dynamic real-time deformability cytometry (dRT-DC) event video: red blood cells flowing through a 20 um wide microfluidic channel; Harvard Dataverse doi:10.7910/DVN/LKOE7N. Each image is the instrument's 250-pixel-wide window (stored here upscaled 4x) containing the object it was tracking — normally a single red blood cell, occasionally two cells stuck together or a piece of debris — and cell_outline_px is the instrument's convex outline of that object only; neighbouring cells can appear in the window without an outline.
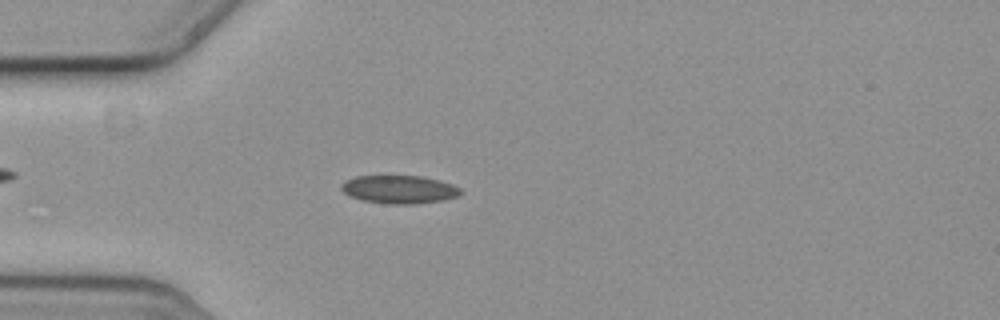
{"species": "common noctule bat (a hibernating species)", "species_latin": "Nyctalus noctula", "temperature_condition": "cold", "stored_images_in_passage": 57, "camera_frame_rate_fps": 3000, "um_per_image_px": 0.085, "animal": {"sex": "female", "body_mass_g": 19.3, "forearm_length_mm": 54.1}, "frame": {"image": 1, "passage_image": 16, "time_ms": 5.0, "image_size_px": [1000, 320], "cell_outline_px": [[464, 192], [460, 196], [444, 200], [416, 204], [388, 204], [364, 200], [348, 196], [340, 188], [340, 184], [344, 180], [356, 176], [420, 176], [440, 180], [452, 184], [460, 188]], "centroid_in_image_um": [33.95, 16.1], "position_along_channel_um": 51.0, "area_um2": 19.83}}
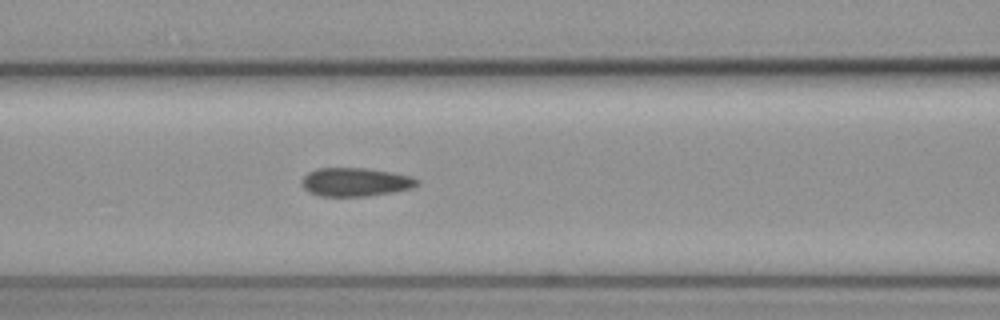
{"frame": {"image": 2, "passage_image": 24, "time_ms": 7.667, "image_size_px": [1000, 320], "cell_outline_px": [[420, 184], [412, 188], [392, 192], [368, 196], [320, 196], [308, 192], [304, 188], [304, 176], [308, 172], [316, 168], [364, 168], [412, 176], [420, 180]], "centroid_in_image_um": [30.24, 15.48], "position_along_channel_um": 136.4, "area_um2": 19.07}}
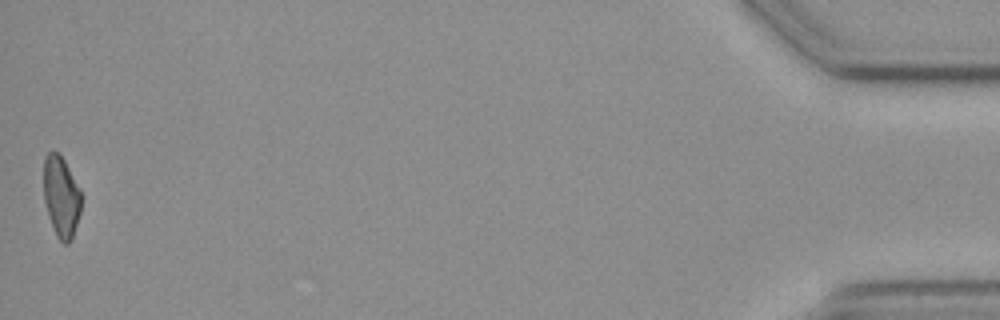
{"frame": {"image": 3, "passage_image": 57, "time_ms": 18.667, "image_size_px": [1000, 320], "cell_outline_px": [[80, 212], [72, 240], [68, 244], [64, 244], [56, 236], [48, 216], [44, 200], [44, 156], [48, 152], [56, 152], [64, 160], [80, 188]], "centroid_in_image_um": [5.19, 16.74], "position_along_channel_um": 430.0, "area_um2": 17.69}, "authors_computed_cell_mechanics": {"area_um2": 19.074, "velocity_mm_per_s": 3.6108, "shape_relaxation_time_tau1_ms": null, "shape_relaxation_time_tau2_ms": 3.2636, "deformation_change_tau1": null, "deformation_change_tau2": 0.0866}}